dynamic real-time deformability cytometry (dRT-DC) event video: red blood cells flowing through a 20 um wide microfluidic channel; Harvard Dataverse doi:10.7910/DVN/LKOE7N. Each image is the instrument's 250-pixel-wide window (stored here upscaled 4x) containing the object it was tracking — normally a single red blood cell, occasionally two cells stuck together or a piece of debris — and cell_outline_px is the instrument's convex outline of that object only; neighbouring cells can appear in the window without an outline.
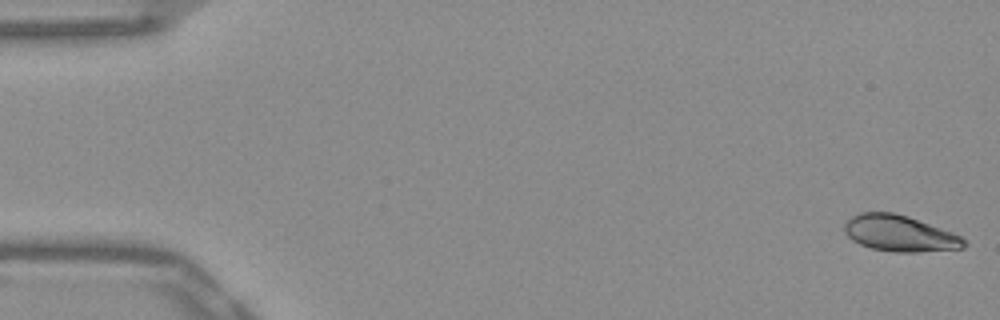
{"species": "Egyptian fruit bat (a non-hibernating species)", "species_latin": "Rousettus aegyptiacus", "temperature_condition": "warm", "stored_images_in_passage": 52, "camera_frame_rate_fps": 3000, "um_per_image_px": 0.085, "frame": {"image": 1, "passage_image": 1, "time_ms": 0.0, "image_size_px": [1000, 320], "cell_outline_px": [[968, 244], [964, 248], [916, 252], [892, 252], [872, 248], [860, 244], [852, 240], [844, 232], [844, 224], [852, 216], [860, 212], [892, 212], [908, 216], [952, 232], [960, 236]], "centroid_in_image_um": [76.46, 19.84], "position_along_channel_um": 8.5, "area_um2": 25.14}}
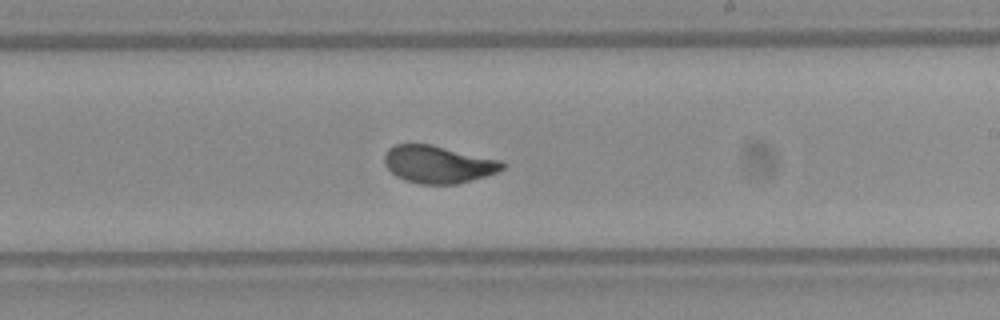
{"frame": {"image": 2, "passage_image": 31, "time_ms": 10.0, "image_size_px": [1000, 320], "cell_outline_px": [[504, 168], [488, 176], [456, 184], [420, 184], [404, 180], [396, 176], [384, 164], [384, 156], [388, 148], [396, 144], [432, 144], [500, 160], [504, 164]], "centroid_in_image_um": [37.23, 13.97], "position_along_channel_um": 251.8, "area_um2": 25.78}}
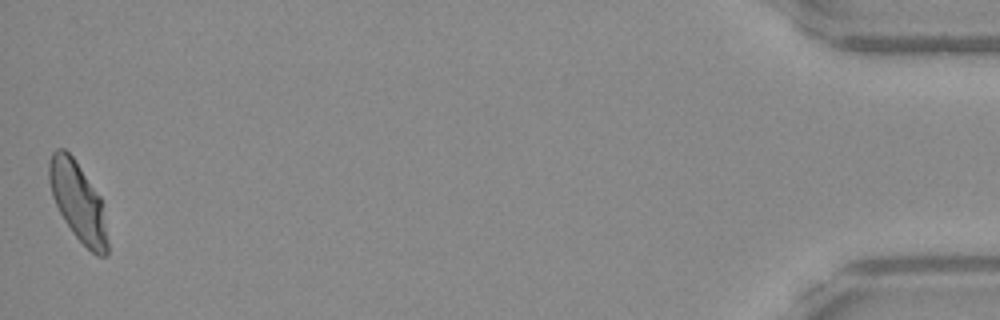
{"frame": {"image": 3, "passage_image": 52, "time_ms": 17.0, "image_size_px": [1000, 320], "cell_outline_px": [[108, 252], [104, 256], [96, 256], [72, 232], [64, 220], [52, 196], [48, 180], [48, 160], [52, 152], [56, 148], [64, 148], [72, 156], [100, 196], [108, 240]], "centroid_in_image_um": [6.6, 17.12], "position_along_channel_um": 428.6, "area_um2": 26.59}, "authors_computed_cell_mechanics": {"area_um2": 25.9233, "velocity_mm_per_s": 3.8582, "shape_relaxation_time_tau1_ms": 3.6017, "shape_relaxation_time_tau2_ms": null, "deformation_change_tau1": 0.1448, "deformation_change_tau2": null}}